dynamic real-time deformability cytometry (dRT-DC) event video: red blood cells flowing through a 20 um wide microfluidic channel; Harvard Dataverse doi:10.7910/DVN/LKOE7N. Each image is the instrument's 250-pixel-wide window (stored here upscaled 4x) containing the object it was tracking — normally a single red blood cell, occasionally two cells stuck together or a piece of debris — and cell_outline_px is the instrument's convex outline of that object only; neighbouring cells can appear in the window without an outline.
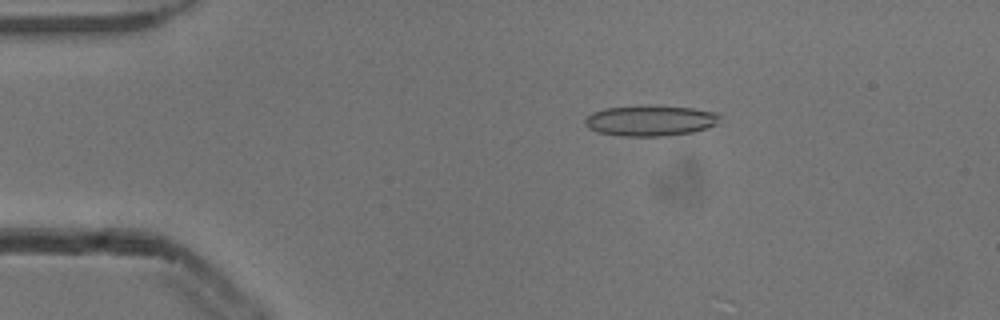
{"species": "common noctule bat (a hibernating species)", "species_latin": "Nyctalus noctula", "temperature_condition": "cold", "stored_images_in_passage": 53, "camera_frame_rate_fps": 3000, "um_per_image_px": 0.085, "animal": {"sex": "male", "body_mass_g": 13.3}, "frame": {"image": 1, "passage_image": 10, "time_ms": 3.0, "image_size_px": [1000, 320], "cell_outline_px": [[720, 116], [716, 124], [692, 132], [664, 136], [620, 136], [596, 132], [588, 128], [584, 124], [584, 120], [592, 112], [604, 108], [648, 104], [652, 104], [692, 108], [716, 112]], "centroid_in_image_um": [55.22, 10.23], "position_along_channel_um": 29.8, "area_um2": 24.45}}
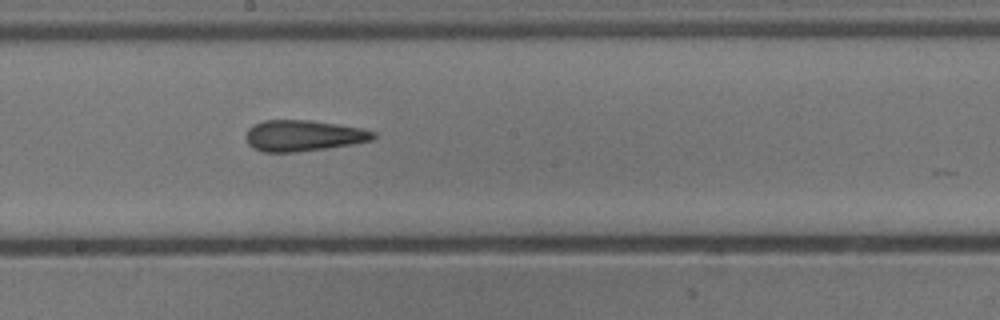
{"frame": {"image": 2, "passage_image": 29, "time_ms": 9.333, "image_size_px": [1000, 320], "cell_outline_px": [[376, 136], [372, 140], [352, 144], [328, 148], [296, 152], [264, 152], [252, 148], [248, 144], [244, 136], [248, 128], [252, 124], [264, 120], [312, 120], [364, 128], [376, 132]], "centroid_in_image_um": [25.76, 11.52], "position_along_channel_um": 222.4, "area_um2": 23.41}}
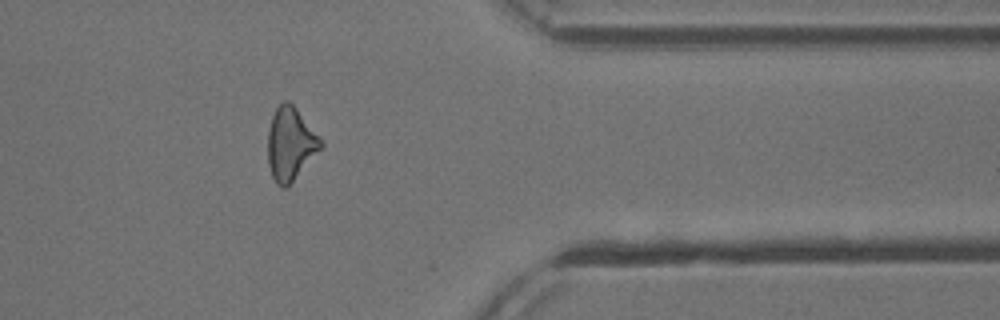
{"frame": {"image": 3, "passage_image": 43, "time_ms": 14.0, "image_size_px": [1000, 320], "cell_outline_px": [[324, 144], [288, 188], [280, 188], [276, 184], [272, 176], [268, 164], [268, 132], [272, 116], [276, 108], [284, 100], [288, 100], [296, 108]], "centroid_in_image_um": [24.66, 12.27], "position_along_channel_um": 386.7, "area_um2": 22.31}, "authors_computed_cell_mechanics": {"area_um2": 22.831, "velocity_mm_per_s": 3.8803, "shape_relaxation_time_tau1_ms": null, "shape_relaxation_time_tau2_ms": 4.545, "deformation_change_tau1": null, "deformation_change_tau2": 0.169}}